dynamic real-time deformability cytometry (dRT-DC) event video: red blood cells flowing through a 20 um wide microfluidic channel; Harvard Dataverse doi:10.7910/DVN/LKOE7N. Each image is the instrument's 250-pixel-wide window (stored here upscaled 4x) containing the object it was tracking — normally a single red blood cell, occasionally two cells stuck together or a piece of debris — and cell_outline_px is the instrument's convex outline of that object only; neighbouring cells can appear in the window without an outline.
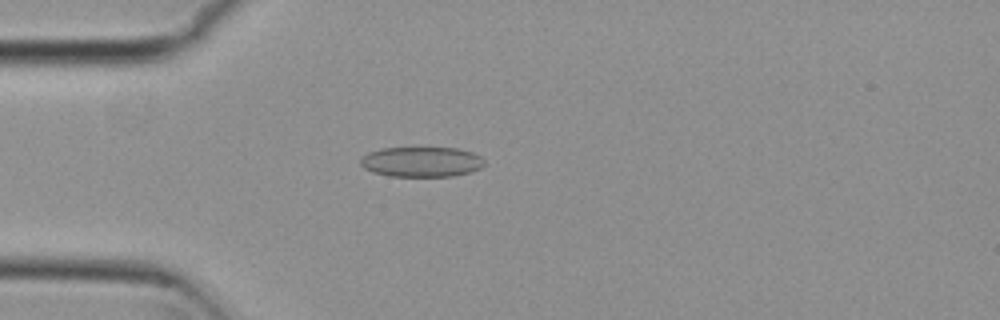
{"species": "common noctule bat (a hibernating species)", "species_latin": "Nyctalus noctula", "temperature_condition": "cold", "stored_images_in_passage": 5, "camera_frame_rate_fps": 3000, "um_per_image_px": 0.085, "animal": {"sex": "female", "body_mass_g": 29.2, "forearm_length_mm": 56.3}, "frame": {"image": 1, "passage_image": 4, "time_ms": 1.0, "image_size_px": [1000, 320], "cell_outline_px": [[484, 164], [480, 168], [472, 172], [452, 176], [388, 176], [372, 172], [364, 168], [360, 164], [360, 160], [368, 152], [384, 148], [456, 148], [472, 152], [480, 156], [484, 160]], "centroid_in_image_um": [35.83, 13.76], "position_along_channel_um": 49.2, "area_um2": 21.73}}